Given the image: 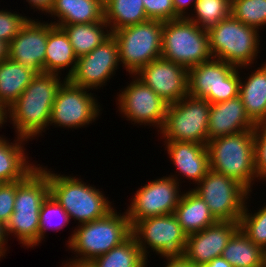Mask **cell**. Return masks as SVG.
<instances>
[{
    "instance_id": "obj_1",
    "label": "cell",
    "mask_w": 266,
    "mask_h": 267,
    "mask_svg": "<svg viewBox=\"0 0 266 267\" xmlns=\"http://www.w3.org/2000/svg\"><path fill=\"white\" fill-rule=\"evenodd\" d=\"M52 73H37L17 100L6 110L17 137L34 139L49 126L58 88L66 80ZM46 128V129H45Z\"/></svg>"
},
{
    "instance_id": "obj_2",
    "label": "cell",
    "mask_w": 266,
    "mask_h": 267,
    "mask_svg": "<svg viewBox=\"0 0 266 267\" xmlns=\"http://www.w3.org/2000/svg\"><path fill=\"white\" fill-rule=\"evenodd\" d=\"M49 195V178L39 167L17 180L14 211L5 225L7 237L14 235L26 248L38 246L39 211Z\"/></svg>"
},
{
    "instance_id": "obj_3",
    "label": "cell",
    "mask_w": 266,
    "mask_h": 267,
    "mask_svg": "<svg viewBox=\"0 0 266 267\" xmlns=\"http://www.w3.org/2000/svg\"><path fill=\"white\" fill-rule=\"evenodd\" d=\"M130 235L131 224L126 212L121 214L113 209L103 218L74 228L66 245L76 255L69 260L91 263L95 258L120 245Z\"/></svg>"
},
{
    "instance_id": "obj_4",
    "label": "cell",
    "mask_w": 266,
    "mask_h": 267,
    "mask_svg": "<svg viewBox=\"0 0 266 267\" xmlns=\"http://www.w3.org/2000/svg\"><path fill=\"white\" fill-rule=\"evenodd\" d=\"M39 168L48 176L50 194L78 225L105 217L114 208L100 189L87 185L81 178L54 173L42 165ZM112 206V207H111Z\"/></svg>"
},
{
    "instance_id": "obj_5",
    "label": "cell",
    "mask_w": 266,
    "mask_h": 267,
    "mask_svg": "<svg viewBox=\"0 0 266 267\" xmlns=\"http://www.w3.org/2000/svg\"><path fill=\"white\" fill-rule=\"evenodd\" d=\"M209 167L237 180L252 192L255 180L254 130L243 131L209 140L206 145Z\"/></svg>"
},
{
    "instance_id": "obj_6",
    "label": "cell",
    "mask_w": 266,
    "mask_h": 267,
    "mask_svg": "<svg viewBox=\"0 0 266 267\" xmlns=\"http://www.w3.org/2000/svg\"><path fill=\"white\" fill-rule=\"evenodd\" d=\"M213 58L247 70L256 62L261 38L256 28L247 26L232 15L208 30ZM243 68V69H242Z\"/></svg>"
},
{
    "instance_id": "obj_7",
    "label": "cell",
    "mask_w": 266,
    "mask_h": 267,
    "mask_svg": "<svg viewBox=\"0 0 266 267\" xmlns=\"http://www.w3.org/2000/svg\"><path fill=\"white\" fill-rule=\"evenodd\" d=\"M161 57L187 69L210 60L208 31L187 18L163 22Z\"/></svg>"
},
{
    "instance_id": "obj_8",
    "label": "cell",
    "mask_w": 266,
    "mask_h": 267,
    "mask_svg": "<svg viewBox=\"0 0 266 267\" xmlns=\"http://www.w3.org/2000/svg\"><path fill=\"white\" fill-rule=\"evenodd\" d=\"M163 22L147 20L111 32L116 39L120 64L135 75L151 61L161 57Z\"/></svg>"
},
{
    "instance_id": "obj_9",
    "label": "cell",
    "mask_w": 266,
    "mask_h": 267,
    "mask_svg": "<svg viewBox=\"0 0 266 267\" xmlns=\"http://www.w3.org/2000/svg\"><path fill=\"white\" fill-rule=\"evenodd\" d=\"M210 105L206 99L190 95L169 104L159 133L162 139L207 145Z\"/></svg>"
},
{
    "instance_id": "obj_10",
    "label": "cell",
    "mask_w": 266,
    "mask_h": 267,
    "mask_svg": "<svg viewBox=\"0 0 266 267\" xmlns=\"http://www.w3.org/2000/svg\"><path fill=\"white\" fill-rule=\"evenodd\" d=\"M240 67L211 58L188 69V95L210 104L239 96Z\"/></svg>"
},
{
    "instance_id": "obj_11",
    "label": "cell",
    "mask_w": 266,
    "mask_h": 267,
    "mask_svg": "<svg viewBox=\"0 0 266 267\" xmlns=\"http://www.w3.org/2000/svg\"><path fill=\"white\" fill-rule=\"evenodd\" d=\"M192 190L207 204L217 221L239 222L250 191L237 180L212 169Z\"/></svg>"
},
{
    "instance_id": "obj_12",
    "label": "cell",
    "mask_w": 266,
    "mask_h": 267,
    "mask_svg": "<svg viewBox=\"0 0 266 267\" xmlns=\"http://www.w3.org/2000/svg\"><path fill=\"white\" fill-rule=\"evenodd\" d=\"M131 234L147 261L150 253L148 248L161 257L181 255L187 241V234L182 230L174 214L135 221L131 225Z\"/></svg>"
},
{
    "instance_id": "obj_13",
    "label": "cell",
    "mask_w": 266,
    "mask_h": 267,
    "mask_svg": "<svg viewBox=\"0 0 266 267\" xmlns=\"http://www.w3.org/2000/svg\"><path fill=\"white\" fill-rule=\"evenodd\" d=\"M89 91L66 79L56 93L49 125L78 129L95 122L102 109L96 95Z\"/></svg>"
},
{
    "instance_id": "obj_14",
    "label": "cell",
    "mask_w": 266,
    "mask_h": 267,
    "mask_svg": "<svg viewBox=\"0 0 266 267\" xmlns=\"http://www.w3.org/2000/svg\"><path fill=\"white\" fill-rule=\"evenodd\" d=\"M132 82L117 93L118 111L122 118L144 126H153L161 130L166 116L168 104L150 87L145 85L135 75Z\"/></svg>"
},
{
    "instance_id": "obj_15",
    "label": "cell",
    "mask_w": 266,
    "mask_h": 267,
    "mask_svg": "<svg viewBox=\"0 0 266 267\" xmlns=\"http://www.w3.org/2000/svg\"><path fill=\"white\" fill-rule=\"evenodd\" d=\"M179 184L166 175L138 188L125 210L130 224L149 217L173 214L183 194Z\"/></svg>"
},
{
    "instance_id": "obj_16",
    "label": "cell",
    "mask_w": 266,
    "mask_h": 267,
    "mask_svg": "<svg viewBox=\"0 0 266 267\" xmlns=\"http://www.w3.org/2000/svg\"><path fill=\"white\" fill-rule=\"evenodd\" d=\"M119 63L118 45L111 34L100 46L77 58L75 71L68 80L89 90L100 89L116 74Z\"/></svg>"
},
{
    "instance_id": "obj_17",
    "label": "cell",
    "mask_w": 266,
    "mask_h": 267,
    "mask_svg": "<svg viewBox=\"0 0 266 267\" xmlns=\"http://www.w3.org/2000/svg\"><path fill=\"white\" fill-rule=\"evenodd\" d=\"M135 76L168 105L188 95V69L163 57L151 61Z\"/></svg>"
},
{
    "instance_id": "obj_18",
    "label": "cell",
    "mask_w": 266,
    "mask_h": 267,
    "mask_svg": "<svg viewBox=\"0 0 266 267\" xmlns=\"http://www.w3.org/2000/svg\"><path fill=\"white\" fill-rule=\"evenodd\" d=\"M29 19L8 44V58L36 73L45 72V54L51 22Z\"/></svg>"
},
{
    "instance_id": "obj_19",
    "label": "cell",
    "mask_w": 266,
    "mask_h": 267,
    "mask_svg": "<svg viewBox=\"0 0 266 267\" xmlns=\"http://www.w3.org/2000/svg\"><path fill=\"white\" fill-rule=\"evenodd\" d=\"M239 229V222L217 221L200 232L187 235L183 255L198 267L220 257L228 241Z\"/></svg>"
},
{
    "instance_id": "obj_20",
    "label": "cell",
    "mask_w": 266,
    "mask_h": 267,
    "mask_svg": "<svg viewBox=\"0 0 266 267\" xmlns=\"http://www.w3.org/2000/svg\"><path fill=\"white\" fill-rule=\"evenodd\" d=\"M163 142L166 145L165 150H167L172 164L178 170L176 171L178 175L172 174L168 176L173 177L178 183H181L177 176L182 175L197 185L210 169L209 154L206 145L187 141Z\"/></svg>"
},
{
    "instance_id": "obj_21",
    "label": "cell",
    "mask_w": 266,
    "mask_h": 267,
    "mask_svg": "<svg viewBox=\"0 0 266 267\" xmlns=\"http://www.w3.org/2000/svg\"><path fill=\"white\" fill-rule=\"evenodd\" d=\"M256 125L247 116L239 96L210 105L208 141L217 137L254 130Z\"/></svg>"
},
{
    "instance_id": "obj_22",
    "label": "cell",
    "mask_w": 266,
    "mask_h": 267,
    "mask_svg": "<svg viewBox=\"0 0 266 267\" xmlns=\"http://www.w3.org/2000/svg\"><path fill=\"white\" fill-rule=\"evenodd\" d=\"M54 26L104 21V0H54L48 13Z\"/></svg>"
},
{
    "instance_id": "obj_23",
    "label": "cell",
    "mask_w": 266,
    "mask_h": 267,
    "mask_svg": "<svg viewBox=\"0 0 266 267\" xmlns=\"http://www.w3.org/2000/svg\"><path fill=\"white\" fill-rule=\"evenodd\" d=\"M15 139L12 143L5 136H0V183L24 180L40 165L28 160L24 149L28 140L21 137Z\"/></svg>"
},
{
    "instance_id": "obj_24",
    "label": "cell",
    "mask_w": 266,
    "mask_h": 267,
    "mask_svg": "<svg viewBox=\"0 0 266 267\" xmlns=\"http://www.w3.org/2000/svg\"><path fill=\"white\" fill-rule=\"evenodd\" d=\"M244 79L240 77L239 97L246 114L255 125L266 123V62Z\"/></svg>"
},
{
    "instance_id": "obj_25",
    "label": "cell",
    "mask_w": 266,
    "mask_h": 267,
    "mask_svg": "<svg viewBox=\"0 0 266 267\" xmlns=\"http://www.w3.org/2000/svg\"><path fill=\"white\" fill-rule=\"evenodd\" d=\"M173 214L187 235L200 232L217 222L205 201L192 189L183 192Z\"/></svg>"
},
{
    "instance_id": "obj_26",
    "label": "cell",
    "mask_w": 266,
    "mask_h": 267,
    "mask_svg": "<svg viewBox=\"0 0 266 267\" xmlns=\"http://www.w3.org/2000/svg\"><path fill=\"white\" fill-rule=\"evenodd\" d=\"M76 63L77 56L74 54L68 35L62 28L54 26L48 32L45 54V73L62 76L61 71L68 68V73L64 78L69 79L75 71ZM69 67L71 68L69 69Z\"/></svg>"
},
{
    "instance_id": "obj_27",
    "label": "cell",
    "mask_w": 266,
    "mask_h": 267,
    "mask_svg": "<svg viewBox=\"0 0 266 267\" xmlns=\"http://www.w3.org/2000/svg\"><path fill=\"white\" fill-rule=\"evenodd\" d=\"M37 73L9 58L0 62V105L7 110Z\"/></svg>"
},
{
    "instance_id": "obj_28",
    "label": "cell",
    "mask_w": 266,
    "mask_h": 267,
    "mask_svg": "<svg viewBox=\"0 0 266 267\" xmlns=\"http://www.w3.org/2000/svg\"><path fill=\"white\" fill-rule=\"evenodd\" d=\"M61 28L68 35L74 54L77 58L90 53L111 35L110 30H108L109 26L105 21L70 24L64 25Z\"/></svg>"
},
{
    "instance_id": "obj_29",
    "label": "cell",
    "mask_w": 266,
    "mask_h": 267,
    "mask_svg": "<svg viewBox=\"0 0 266 267\" xmlns=\"http://www.w3.org/2000/svg\"><path fill=\"white\" fill-rule=\"evenodd\" d=\"M233 267H264L265 251L254 244L239 228L221 255Z\"/></svg>"
},
{
    "instance_id": "obj_30",
    "label": "cell",
    "mask_w": 266,
    "mask_h": 267,
    "mask_svg": "<svg viewBox=\"0 0 266 267\" xmlns=\"http://www.w3.org/2000/svg\"><path fill=\"white\" fill-rule=\"evenodd\" d=\"M147 20L142 0H104V21L110 32Z\"/></svg>"
},
{
    "instance_id": "obj_31",
    "label": "cell",
    "mask_w": 266,
    "mask_h": 267,
    "mask_svg": "<svg viewBox=\"0 0 266 267\" xmlns=\"http://www.w3.org/2000/svg\"><path fill=\"white\" fill-rule=\"evenodd\" d=\"M147 262L131 234L120 245L95 258L91 264L94 267H147Z\"/></svg>"
},
{
    "instance_id": "obj_32",
    "label": "cell",
    "mask_w": 266,
    "mask_h": 267,
    "mask_svg": "<svg viewBox=\"0 0 266 267\" xmlns=\"http://www.w3.org/2000/svg\"><path fill=\"white\" fill-rule=\"evenodd\" d=\"M193 10L194 14L189 13L187 19L208 31L231 15V2L229 0H197Z\"/></svg>"
},
{
    "instance_id": "obj_33",
    "label": "cell",
    "mask_w": 266,
    "mask_h": 267,
    "mask_svg": "<svg viewBox=\"0 0 266 267\" xmlns=\"http://www.w3.org/2000/svg\"><path fill=\"white\" fill-rule=\"evenodd\" d=\"M70 220L68 213L50 194L43 202L39 211L38 245L45 239V234L48 230H56L58 232L64 226L66 227L70 223Z\"/></svg>"
},
{
    "instance_id": "obj_34",
    "label": "cell",
    "mask_w": 266,
    "mask_h": 267,
    "mask_svg": "<svg viewBox=\"0 0 266 267\" xmlns=\"http://www.w3.org/2000/svg\"><path fill=\"white\" fill-rule=\"evenodd\" d=\"M231 15L258 31L266 26V0H234Z\"/></svg>"
},
{
    "instance_id": "obj_35",
    "label": "cell",
    "mask_w": 266,
    "mask_h": 267,
    "mask_svg": "<svg viewBox=\"0 0 266 267\" xmlns=\"http://www.w3.org/2000/svg\"><path fill=\"white\" fill-rule=\"evenodd\" d=\"M247 204L240 217L239 228L254 244L266 251V205L250 213Z\"/></svg>"
},
{
    "instance_id": "obj_36",
    "label": "cell",
    "mask_w": 266,
    "mask_h": 267,
    "mask_svg": "<svg viewBox=\"0 0 266 267\" xmlns=\"http://www.w3.org/2000/svg\"><path fill=\"white\" fill-rule=\"evenodd\" d=\"M29 19L30 17L27 18L15 11L12 13L11 10H0V39L9 44Z\"/></svg>"
},
{
    "instance_id": "obj_37",
    "label": "cell",
    "mask_w": 266,
    "mask_h": 267,
    "mask_svg": "<svg viewBox=\"0 0 266 267\" xmlns=\"http://www.w3.org/2000/svg\"><path fill=\"white\" fill-rule=\"evenodd\" d=\"M255 169L259 178L266 181V123L256 125L254 129Z\"/></svg>"
},
{
    "instance_id": "obj_38",
    "label": "cell",
    "mask_w": 266,
    "mask_h": 267,
    "mask_svg": "<svg viewBox=\"0 0 266 267\" xmlns=\"http://www.w3.org/2000/svg\"><path fill=\"white\" fill-rule=\"evenodd\" d=\"M148 19L162 22L179 19L173 0H142Z\"/></svg>"
},
{
    "instance_id": "obj_39",
    "label": "cell",
    "mask_w": 266,
    "mask_h": 267,
    "mask_svg": "<svg viewBox=\"0 0 266 267\" xmlns=\"http://www.w3.org/2000/svg\"><path fill=\"white\" fill-rule=\"evenodd\" d=\"M16 181L0 183V222L4 225L14 211Z\"/></svg>"
},
{
    "instance_id": "obj_40",
    "label": "cell",
    "mask_w": 266,
    "mask_h": 267,
    "mask_svg": "<svg viewBox=\"0 0 266 267\" xmlns=\"http://www.w3.org/2000/svg\"><path fill=\"white\" fill-rule=\"evenodd\" d=\"M167 263L164 267H198L183 255H167L163 256Z\"/></svg>"
},
{
    "instance_id": "obj_41",
    "label": "cell",
    "mask_w": 266,
    "mask_h": 267,
    "mask_svg": "<svg viewBox=\"0 0 266 267\" xmlns=\"http://www.w3.org/2000/svg\"><path fill=\"white\" fill-rule=\"evenodd\" d=\"M197 0H173L174 4V10L175 13L180 17V18H187L189 15L187 10L188 8L192 5L194 8V5L196 4Z\"/></svg>"
},
{
    "instance_id": "obj_42",
    "label": "cell",
    "mask_w": 266,
    "mask_h": 267,
    "mask_svg": "<svg viewBox=\"0 0 266 267\" xmlns=\"http://www.w3.org/2000/svg\"><path fill=\"white\" fill-rule=\"evenodd\" d=\"M26 2H28L29 6L32 7L31 9H36V11L39 10L41 13L45 12L47 15L53 6L54 0H26Z\"/></svg>"
},
{
    "instance_id": "obj_43",
    "label": "cell",
    "mask_w": 266,
    "mask_h": 267,
    "mask_svg": "<svg viewBox=\"0 0 266 267\" xmlns=\"http://www.w3.org/2000/svg\"><path fill=\"white\" fill-rule=\"evenodd\" d=\"M8 238L9 237L6 235L5 225L0 222V259L5 257L6 251L8 250L6 247Z\"/></svg>"
},
{
    "instance_id": "obj_44",
    "label": "cell",
    "mask_w": 266,
    "mask_h": 267,
    "mask_svg": "<svg viewBox=\"0 0 266 267\" xmlns=\"http://www.w3.org/2000/svg\"><path fill=\"white\" fill-rule=\"evenodd\" d=\"M203 267H233L226 259L222 256L214 258L209 263H206Z\"/></svg>"
},
{
    "instance_id": "obj_45",
    "label": "cell",
    "mask_w": 266,
    "mask_h": 267,
    "mask_svg": "<svg viewBox=\"0 0 266 267\" xmlns=\"http://www.w3.org/2000/svg\"><path fill=\"white\" fill-rule=\"evenodd\" d=\"M61 267H94L90 262H78V261H69V262H62Z\"/></svg>"
},
{
    "instance_id": "obj_46",
    "label": "cell",
    "mask_w": 266,
    "mask_h": 267,
    "mask_svg": "<svg viewBox=\"0 0 266 267\" xmlns=\"http://www.w3.org/2000/svg\"><path fill=\"white\" fill-rule=\"evenodd\" d=\"M8 58V44L0 39V62Z\"/></svg>"
},
{
    "instance_id": "obj_47",
    "label": "cell",
    "mask_w": 266,
    "mask_h": 267,
    "mask_svg": "<svg viewBox=\"0 0 266 267\" xmlns=\"http://www.w3.org/2000/svg\"><path fill=\"white\" fill-rule=\"evenodd\" d=\"M7 118L6 110L0 105V128H2V125L4 126L5 122H8Z\"/></svg>"
},
{
    "instance_id": "obj_48",
    "label": "cell",
    "mask_w": 266,
    "mask_h": 267,
    "mask_svg": "<svg viewBox=\"0 0 266 267\" xmlns=\"http://www.w3.org/2000/svg\"><path fill=\"white\" fill-rule=\"evenodd\" d=\"M264 267H266V251H265V262H264Z\"/></svg>"
}]
</instances>
